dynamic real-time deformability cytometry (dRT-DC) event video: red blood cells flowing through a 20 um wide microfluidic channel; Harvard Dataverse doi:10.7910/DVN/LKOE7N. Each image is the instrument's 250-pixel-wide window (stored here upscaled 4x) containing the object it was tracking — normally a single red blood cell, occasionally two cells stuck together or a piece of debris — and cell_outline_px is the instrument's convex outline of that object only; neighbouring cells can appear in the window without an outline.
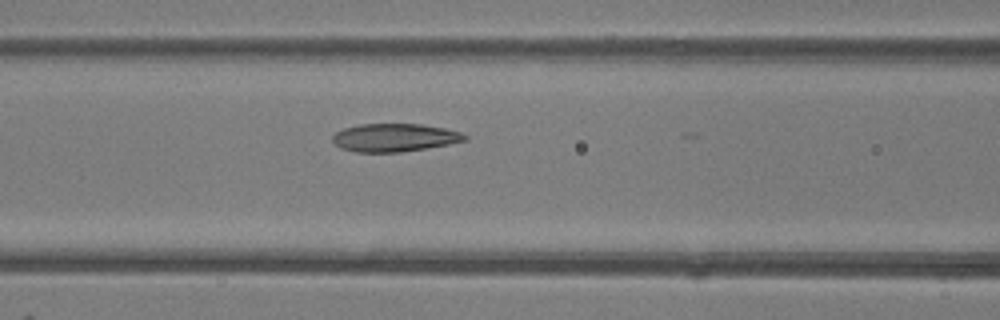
{"species": "common noctule bat (a hibernating species)", "species_latin": "Nyctalus noctula", "temperature_condition": "room temperature", "stored_images_in_passage": 25, "camera_frame_rate_fps": 3000, "um_per_image_px": 0.085, "animal": {"sex": "female"}, "frame": {"image": 1, "passage_image": 21, "time_ms": 6.667, "image_size_px": [1000, 320], "cell_outline_px": [[468, 140], [448, 144], [400, 152], [356, 152], [340, 148], [332, 140], [332, 136], [336, 132], [344, 128], [360, 124], [424, 124], [444, 128], [460, 132], [468, 136]], "centroid_in_image_um": [33.53, 11.69], "position_along_channel_um": 133.1, "area_um2": 21.56}}
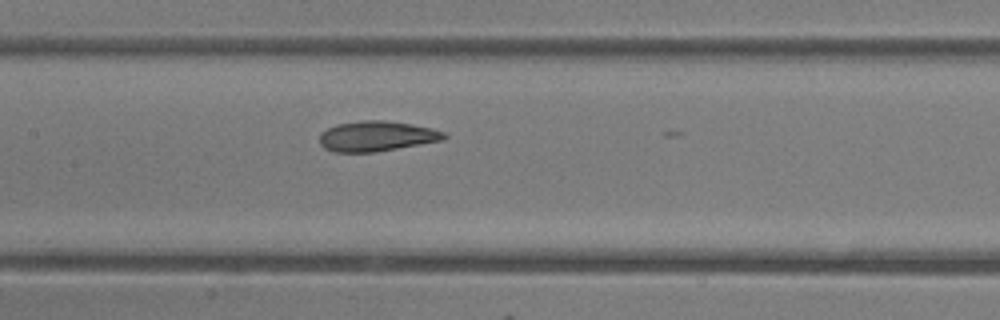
{"frame": {"image": 2, "passage_image": 24, "time_ms": 7.667, "image_size_px": [1000, 320], "cell_outline_px": [[448, 136], [444, 140], [376, 152], [332, 152], [324, 148], [320, 144], [320, 132], [336, 124], [360, 120], [384, 120], [412, 124], [432, 128], [444, 132]], "centroid_in_image_um": [32.01, 11.57], "position_along_channel_um": 175.4, "area_um2": 22.14}}